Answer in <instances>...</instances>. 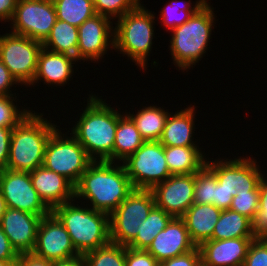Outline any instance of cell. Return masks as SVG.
<instances>
[{
    "instance_id": "cell-1",
    "label": "cell",
    "mask_w": 267,
    "mask_h": 266,
    "mask_svg": "<svg viewBox=\"0 0 267 266\" xmlns=\"http://www.w3.org/2000/svg\"><path fill=\"white\" fill-rule=\"evenodd\" d=\"M134 190L121 163L93 161L75 185V198L90 201L94 210L110 215Z\"/></svg>"
},
{
    "instance_id": "cell-2",
    "label": "cell",
    "mask_w": 267,
    "mask_h": 266,
    "mask_svg": "<svg viewBox=\"0 0 267 266\" xmlns=\"http://www.w3.org/2000/svg\"><path fill=\"white\" fill-rule=\"evenodd\" d=\"M120 111L115 110L105 100L89 94L87 105L80 118L71 128L72 135L94 161L113 162L115 133Z\"/></svg>"
},
{
    "instance_id": "cell-3",
    "label": "cell",
    "mask_w": 267,
    "mask_h": 266,
    "mask_svg": "<svg viewBox=\"0 0 267 266\" xmlns=\"http://www.w3.org/2000/svg\"><path fill=\"white\" fill-rule=\"evenodd\" d=\"M43 116L32 111L13 128L6 169L31 172L43 165L46 144L57 129Z\"/></svg>"
},
{
    "instance_id": "cell-4",
    "label": "cell",
    "mask_w": 267,
    "mask_h": 266,
    "mask_svg": "<svg viewBox=\"0 0 267 266\" xmlns=\"http://www.w3.org/2000/svg\"><path fill=\"white\" fill-rule=\"evenodd\" d=\"M74 204L73 201L56 206L51 212L59 219L70 235L79 254L103 247L110 241L109 215Z\"/></svg>"
},
{
    "instance_id": "cell-5",
    "label": "cell",
    "mask_w": 267,
    "mask_h": 266,
    "mask_svg": "<svg viewBox=\"0 0 267 266\" xmlns=\"http://www.w3.org/2000/svg\"><path fill=\"white\" fill-rule=\"evenodd\" d=\"M213 9L206 1L187 22L171 30L169 50L179 70L184 72L195 66L208 51L212 28L216 24Z\"/></svg>"
},
{
    "instance_id": "cell-6",
    "label": "cell",
    "mask_w": 267,
    "mask_h": 266,
    "mask_svg": "<svg viewBox=\"0 0 267 266\" xmlns=\"http://www.w3.org/2000/svg\"><path fill=\"white\" fill-rule=\"evenodd\" d=\"M139 3L115 21L114 50L127 55L140 69L146 70L152 50L155 16ZM148 56V57H147Z\"/></svg>"
},
{
    "instance_id": "cell-7",
    "label": "cell",
    "mask_w": 267,
    "mask_h": 266,
    "mask_svg": "<svg viewBox=\"0 0 267 266\" xmlns=\"http://www.w3.org/2000/svg\"><path fill=\"white\" fill-rule=\"evenodd\" d=\"M154 206L151 189H134L109 215L110 241L127 247L136 238L141 222Z\"/></svg>"
},
{
    "instance_id": "cell-8",
    "label": "cell",
    "mask_w": 267,
    "mask_h": 266,
    "mask_svg": "<svg viewBox=\"0 0 267 266\" xmlns=\"http://www.w3.org/2000/svg\"><path fill=\"white\" fill-rule=\"evenodd\" d=\"M65 135L58 128L51 134L46 144L43 166L76 185L94 160L72 135Z\"/></svg>"
},
{
    "instance_id": "cell-9",
    "label": "cell",
    "mask_w": 267,
    "mask_h": 266,
    "mask_svg": "<svg viewBox=\"0 0 267 266\" xmlns=\"http://www.w3.org/2000/svg\"><path fill=\"white\" fill-rule=\"evenodd\" d=\"M121 163L134 189H152L171 176L159 141H145Z\"/></svg>"
},
{
    "instance_id": "cell-10",
    "label": "cell",
    "mask_w": 267,
    "mask_h": 266,
    "mask_svg": "<svg viewBox=\"0 0 267 266\" xmlns=\"http://www.w3.org/2000/svg\"><path fill=\"white\" fill-rule=\"evenodd\" d=\"M42 48L41 42L26 36L11 32L0 35V60L19 84L28 87L36 74Z\"/></svg>"
},
{
    "instance_id": "cell-11",
    "label": "cell",
    "mask_w": 267,
    "mask_h": 266,
    "mask_svg": "<svg viewBox=\"0 0 267 266\" xmlns=\"http://www.w3.org/2000/svg\"><path fill=\"white\" fill-rule=\"evenodd\" d=\"M57 20L52 0H18L11 19V33L43 43Z\"/></svg>"
},
{
    "instance_id": "cell-12",
    "label": "cell",
    "mask_w": 267,
    "mask_h": 266,
    "mask_svg": "<svg viewBox=\"0 0 267 266\" xmlns=\"http://www.w3.org/2000/svg\"><path fill=\"white\" fill-rule=\"evenodd\" d=\"M0 190L9 208L40 217L51 212L33 188L30 172L0 170Z\"/></svg>"
},
{
    "instance_id": "cell-13",
    "label": "cell",
    "mask_w": 267,
    "mask_h": 266,
    "mask_svg": "<svg viewBox=\"0 0 267 266\" xmlns=\"http://www.w3.org/2000/svg\"><path fill=\"white\" fill-rule=\"evenodd\" d=\"M32 253L51 262L79 255L65 227L52 212L41 219Z\"/></svg>"
},
{
    "instance_id": "cell-14",
    "label": "cell",
    "mask_w": 267,
    "mask_h": 266,
    "mask_svg": "<svg viewBox=\"0 0 267 266\" xmlns=\"http://www.w3.org/2000/svg\"><path fill=\"white\" fill-rule=\"evenodd\" d=\"M108 48L114 49V26L110 18L96 14L78 27L77 60L96 62L107 54Z\"/></svg>"
},
{
    "instance_id": "cell-15",
    "label": "cell",
    "mask_w": 267,
    "mask_h": 266,
    "mask_svg": "<svg viewBox=\"0 0 267 266\" xmlns=\"http://www.w3.org/2000/svg\"><path fill=\"white\" fill-rule=\"evenodd\" d=\"M195 173L171 175L151 190L155 205L175 218H181L194 204Z\"/></svg>"
},
{
    "instance_id": "cell-16",
    "label": "cell",
    "mask_w": 267,
    "mask_h": 266,
    "mask_svg": "<svg viewBox=\"0 0 267 266\" xmlns=\"http://www.w3.org/2000/svg\"><path fill=\"white\" fill-rule=\"evenodd\" d=\"M215 159L206 165L215 173L217 182L223 186L235 188L237 191L259 190L262 171L253 157L241 156L234 160Z\"/></svg>"
},
{
    "instance_id": "cell-17",
    "label": "cell",
    "mask_w": 267,
    "mask_h": 266,
    "mask_svg": "<svg viewBox=\"0 0 267 266\" xmlns=\"http://www.w3.org/2000/svg\"><path fill=\"white\" fill-rule=\"evenodd\" d=\"M42 217L7 207L1 228L18 254L32 253Z\"/></svg>"
},
{
    "instance_id": "cell-18",
    "label": "cell",
    "mask_w": 267,
    "mask_h": 266,
    "mask_svg": "<svg viewBox=\"0 0 267 266\" xmlns=\"http://www.w3.org/2000/svg\"><path fill=\"white\" fill-rule=\"evenodd\" d=\"M196 248L182 218L173 217L146 249L159 263Z\"/></svg>"
},
{
    "instance_id": "cell-19",
    "label": "cell",
    "mask_w": 267,
    "mask_h": 266,
    "mask_svg": "<svg viewBox=\"0 0 267 266\" xmlns=\"http://www.w3.org/2000/svg\"><path fill=\"white\" fill-rule=\"evenodd\" d=\"M30 178L33 188L50 210L64 203L75 202V185L65 176L42 165L30 172Z\"/></svg>"
},
{
    "instance_id": "cell-20",
    "label": "cell",
    "mask_w": 267,
    "mask_h": 266,
    "mask_svg": "<svg viewBox=\"0 0 267 266\" xmlns=\"http://www.w3.org/2000/svg\"><path fill=\"white\" fill-rule=\"evenodd\" d=\"M255 238L207 240L199 246L201 260L207 266H243L249 246Z\"/></svg>"
},
{
    "instance_id": "cell-21",
    "label": "cell",
    "mask_w": 267,
    "mask_h": 266,
    "mask_svg": "<svg viewBox=\"0 0 267 266\" xmlns=\"http://www.w3.org/2000/svg\"><path fill=\"white\" fill-rule=\"evenodd\" d=\"M76 61L78 62L71 55L52 52L43 47L38 56L37 70L31 85L39 83L42 79L44 84L64 86L73 76V64Z\"/></svg>"
},
{
    "instance_id": "cell-22",
    "label": "cell",
    "mask_w": 267,
    "mask_h": 266,
    "mask_svg": "<svg viewBox=\"0 0 267 266\" xmlns=\"http://www.w3.org/2000/svg\"><path fill=\"white\" fill-rule=\"evenodd\" d=\"M194 105L178 110L175 114L169 113L159 142L163 146H199L193 141L195 131ZM193 134V135H192Z\"/></svg>"
},
{
    "instance_id": "cell-23",
    "label": "cell",
    "mask_w": 267,
    "mask_h": 266,
    "mask_svg": "<svg viewBox=\"0 0 267 266\" xmlns=\"http://www.w3.org/2000/svg\"><path fill=\"white\" fill-rule=\"evenodd\" d=\"M221 211L212 204L194 203L181 217L196 247L211 239Z\"/></svg>"
},
{
    "instance_id": "cell-24",
    "label": "cell",
    "mask_w": 267,
    "mask_h": 266,
    "mask_svg": "<svg viewBox=\"0 0 267 266\" xmlns=\"http://www.w3.org/2000/svg\"><path fill=\"white\" fill-rule=\"evenodd\" d=\"M164 153L171 175L197 173L207 163L199 146H164Z\"/></svg>"
},
{
    "instance_id": "cell-25",
    "label": "cell",
    "mask_w": 267,
    "mask_h": 266,
    "mask_svg": "<svg viewBox=\"0 0 267 266\" xmlns=\"http://www.w3.org/2000/svg\"><path fill=\"white\" fill-rule=\"evenodd\" d=\"M145 140L137 130L133 120L123 114L117 124L115 142L113 148V162H123L128 156L132 155Z\"/></svg>"
},
{
    "instance_id": "cell-26",
    "label": "cell",
    "mask_w": 267,
    "mask_h": 266,
    "mask_svg": "<svg viewBox=\"0 0 267 266\" xmlns=\"http://www.w3.org/2000/svg\"><path fill=\"white\" fill-rule=\"evenodd\" d=\"M256 237L253 222L244 215L231 209L222 210L214 227L212 240Z\"/></svg>"
},
{
    "instance_id": "cell-27",
    "label": "cell",
    "mask_w": 267,
    "mask_h": 266,
    "mask_svg": "<svg viewBox=\"0 0 267 266\" xmlns=\"http://www.w3.org/2000/svg\"><path fill=\"white\" fill-rule=\"evenodd\" d=\"M134 122L137 130L145 141H159L169 112L162 107L147 106L138 110L136 114L125 112ZM129 113V114H128Z\"/></svg>"
},
{
    "instance_id": "cell-28",
    "label": "cell",
    "mask_w": 267,
    "mask_h": 266,
    "mask_svg": "<svg viewBox=\"0 0 267 266\" xmlns=\"http://www.w3.org/2000/svg\"><path fill=\"white\" fill-rule=\"evenodd\" d=\"M42 46L49 51L68 54L77 59L78 27L57 19Z\"/></svg>"
},
{
    "instance_id": "cell-29",
    "label": "cell",
    "mask_w": 267,
    "mask_h": 266,
    "mask_svg": "<svg viewBox=\"0 0 267 266\" xmlns=\"http://www.w3.org/2000/svg\"><path fill=\"white\" fill-rule=\"evenodd\" d=\"M173 217L156 205L148 217L141 222L136 238L127 246L135 250H146L156 235L163 230Z\"/></svg>"
},
{
    "instance_id": "cell-30",
    "label": "cell",
    "mask_w": 267,
    "mask_h": 266,
    "mask_svg": "<svg viewBox=\"0 0 267 266\" xmlns=\"http://www.w3.org/2000/svg\"><path fill=\"white\" fill-rule=\"evenodd\" d=\"M58 20L79 27L85 20L96 15L93 0H52Z\"/></svg>"
},
{
    "instance_id": "cell-31",
    "label": "cell",
    "mask_w": 267,
    "mask_h": 266,
    "mask_svg": "<svg viewBox=\"0 0 267 266\" xmlns=\"http://www.w3.org/2000/svg\"><path fill=\"white\" fill-rule=\"evenodd\" d=\"M207 0H197L195 6L190 1L181 2L180 0H171L160 11V21L168 30H172L177 26L187 22Z\"/></svg>"
},
{
    "instance_id": "cell-32",
    "label": "cell",
    "mask_w": 267,
    "mask_h": 266,
    "mask_svg": "<svg viewBox=\"0 0 267 266\" xmlns=\"http://www.w3.org/2000/svg\"><path fill=\"white\" fill-rule=\"evenodd\" d=\"M86 266H126L125 246L109 244L83 254Z\"/></svg>"
},
{
    "instance_id": "cell-33",
    "label": "cell",
    "mask_w": 267,
    "mask_h": 266,
    "mask_svg": "<svg viewBox=\"0 0 267 266\" xmlns=\"http://www.w3.org/2000/svg\"><path fill=\"white\" fill-rule=\"evenodd\" d=\"M194 203L214 205V172L207 165L195 173Z\"/></svg>"
},
{
    "instance_id": "cell-34",
    "label": "cell",
    "mask_w": 267,
    "mask_h": 266,
    "mask_svg": "<svg viewBox=\"0 0 267 266\" xmlns=\"http://www.w3.org/2000/svg\"><path fill=\"white\" fill-rule=\"evenodd\" d=\"M15 97V98H14ZM17 96L0 95V127L15 128L33 110L18 109Z\"/></svg>"
},
{
    "instance_id": "cell-35",
    "label": "cell",
    "mask_w": 267,
    "mask_h": 266,
    "mask_svg": "<svg viewBox=\"0 0 267 266\" xmlns=\"http://www.w3.org/2000/svg\"><path fill=\"white\" fill-rule=\"evenodd\" d=\"M140 2V0H93L95 13L112 21L132 11Z\"/></svg>"
},
{
    "instance_id": "cell-36",
    "label": "cell",
    "mask_w": 267,
    "mask_h": 266,
    "mask_svg": "<svg viewBox=\"0 0 267 266\" xmlns=\"http://www.w3.org/2000/svg\"><path fill=\"white\" fill-rule=\"evenodd\" d=\"M259 208V190L237 191L230 209L254 221Z\"/></svg>"
},
{
    "instance_id": "cell-37",
    "label": "cell",
    "mask_w": 267,
    "mask_h": 266,
    "mask_svg": "<svg viewBox=\"0 0 267 266\" xmlns=\"http://www.w3.org/2000/svg\"><path fill=\"white\" fill-rule=\"evenodd\" d=\"M264 174L259 182V208L253 221L256 237L267 238V180Z\"/></svg>"
},
{
    "instance_id": "cell-38",
    "label": "cell",
    "mask_w": 267,
    "mask_h": 266,
    "mask_svg": "<svg viewBox=\"0 0 267 266\" xmlns=\"http://www.w3.org/2000/svg\"><path fill=\"white\" fill-rule=\"evenodd\" d=\"M243 266H267V238L256 237L249 246Z\"/></svg>"
},
{
    "instance_id": "cell-39",
    "label": "cell",
    "mask_w": 267,
    "mask_h": 266,
    "mask_svg": "<svg viewBox=\"0 0 267 266\" xmlns=\"http://www.w3.org/2000/svg\"><path fill=\"white\" fill-rule=\"evenodd\" d=\"M237 190L232 187L223 186L217 182L214 173V206L221 209H230L232 199L236 196Z\"/></svg>"
},
{
    "instance_id": "cell-40",
    "label": "cell",
    "mask_w": 267,
    "mask_h": 266,
    "mask_svg": "<svg viewBox=\"0 0 267 266\" xmlns=\"http://www.w3.org/2000/svg\"><path fill=\"white\" fill-rule=\"evenodd\" d=\"M126 266H157L159 262L146 250H135L125 246Z\"/></svg>"
},
{
    "instance_id": "cell-41",
    "label": "cell",
    "mask_w": 267,
    "mask_h": 266,
    "mask_svg": "<svg viewBox=\"0 0 267 266\" xmlns=\"http://www.w3.org/2000/svg\"><path fill=\"white\" fill-rule=\"evenodd\" d=\"M200 261V249L196 247L192 251L161 261L159 266H196Z\"/></svg>"
},
{
    "instance_id": "cell-42",
    "label": "cell",
    "mask_w": 267,
    "mask_h": 266,
    "mask_svg": "<svg viewBox=\"0 0 267 266\" xmlns=\"http://www.w3.org/2000/svg\"><path fill=\"white\" fill-rule=\"evenodd\" d=\"M13 128L0 127V170L7 168Z\"/></svg>"
},
{
    "instance_id": "cell-43",
    "label": "cell",
    "mask_w": 267,
    "mask_h": 266,
    "mask_svg": "<svg viewBox=\"0 0 267 266\" xmlns=\"http://www.w3.org/2000/svg\"><path fill=\"white\" fill-rule=\"evenodd\" d=\"M14 84L20 85L0 60V95H16L10 90Z\"/></svg>"
},
{
    "instance_id": "cell-44",
    "label": "cell",
    "mask_w": 267,
    "mask_h": 266,
    "mask_svg": "<svg viewBox=\"0 0 267 266\" xmlns=\"http://www.w3.org/2000/svg\"><path fill=\"white\" fill-rule=\"evenodd\" d=\"M18 257L19 254L13 248L0 226V260H17Z\"/></svg>"
},
{
    "instance_id": "cell-45",
    "label": "cell",
    "mask_w": 267,
    "mask_h": 266,
    "mask_svg": "<svg viewBox=\"0 0 267 266\" xmlns=\"http://www.w3.org/2000/svg\"><path fill=\"white\" fill-rule=\"evenodd\" d=\"M17 266H52V262L37 257L33 253L19 254Z\"/></svg>"
},
{
    "instance_id": "cell-46",
    "label": "cell",
    "mask_w": 267,
    "mask_h": 266,
    "mask_svg": "<svg viewBox=\"0 0 267 266\" xmlns=\"http://www.w3.org/2000/svg\"><path fill=\"white\" fill-rule=\"evenodd\" d=\"M18 0H0V21L10 22Z\"/></svg>"
},
{
    "instance_id": "cell-47",
    "label": "cell",
    "mask_w": 267,
    "mask_h": 266,
    "mask_svg": "<svg viewBox=\"0 0 267 266\" xmlns=\"http://www.w3.org/2000/svg\"><path fill=\"white\" fill-rule=\"evenodd\" d=\"M52 266H86L84 256L79 254L75 257L52 262Z\"/></svg>"
},
{
    "instance_id": "cell-48",
    "label": "cell",
    "mask_w": 267,
    "mask_h": 266,
    "mask_svg": "<svg viewBox=\"0 0 267 266\" xmlns=\"http://www.w3.org/2000/svg\"><path fill=\"white\" fill-rule=\"evenodd\" d=\"M6 209H7V205H6L5 199L2 196V193H1V190H0V225H1L2 218H3V215H4L5 211H6Z\"/></svg>"
},
{
    "instance_id": "cell-49",
    "label": "cell",
    "mask_w": 267,
    "mask_h": 266,
    "mask_svg": "<svg viewBox=\"0 0 267 266\" xmlns=\"http://www.w3.org/2000/svg\"><path fill=\"white\" fill-rule=\"evenodd\" d=\"M0 266H17V260H0Z\"/></svg>"
},
{
    "instance_id": "cell-50",
    "label": "cell",
    "mask_w": 267,
    "mask_h": 266,
    "mask_svg": "<svg viewBox=\"0 0 267 266\" xmlns=\"http://www.w3.org/2000/svg\"><path fill=\"white\" fill-rule=\"evenodd\" d=\"M196 266H207L202 260Z\"/></svg>"
}]
</instances>
